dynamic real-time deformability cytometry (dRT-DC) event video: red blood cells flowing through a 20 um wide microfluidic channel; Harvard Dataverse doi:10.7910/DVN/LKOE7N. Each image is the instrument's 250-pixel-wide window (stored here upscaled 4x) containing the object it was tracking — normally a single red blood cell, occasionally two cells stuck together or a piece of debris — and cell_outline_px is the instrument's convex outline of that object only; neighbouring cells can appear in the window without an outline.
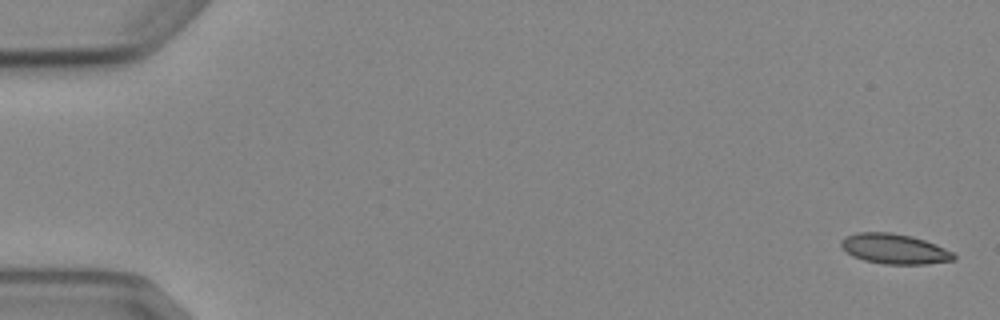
{"species": "Egyptian fruit bat (a non-hibernating species)", "species_latin": "Rousettus aegyptiacus", "temperature_condition": "cold", "stored_images_in_passage": 6, "camera_frame_rate_fps": 3000, "um_per_image_px": 0.085, "animal": {"sex": "female"}, "frame": {"image": 1, "passage_image": 1, "time_ms": 0.0, "image_size_px": [1000, 320], "cell_outline_px": [[956, 260], [924, 264], [884, 264], [864, 260], [852, 256], [840, 244], [840, 240], [856, 232], [892, 232], [912, 236], [936, 244], [952, 252], [956, 256]], "centroid_in_image_um": [76.04, 21.15], "position_along_channel_um": 9.0, "area_um2": 19.71}}
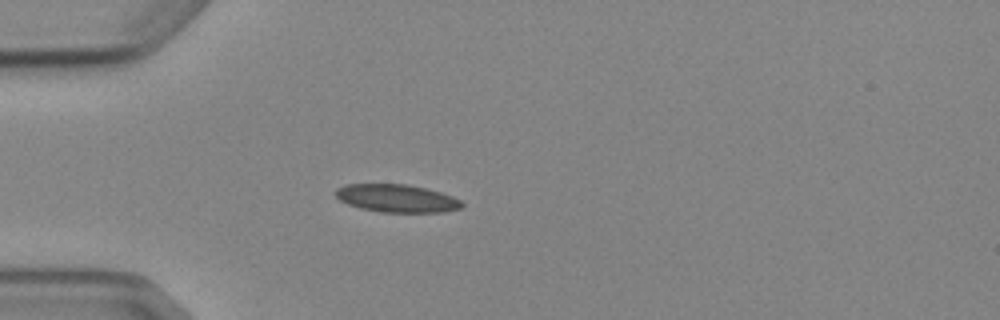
{"frame": {"image": 2, "passage_image": 5, "time_ms": 4.667, "image_size_px": [1000, 320], "cell_outline_px": [[464, 204], [460, 208], [444, 212], [384, 212], [360, 208], [348, 204], [340, 200], [336, 196], [336, 188], [344, 184], [408, 184], [440, 192], [452, 196], [460, 200]], "centroid_in_image_um": [33.71, 16.85], "position_along_channel_um": 51.3, "area_um2": 20.4}}